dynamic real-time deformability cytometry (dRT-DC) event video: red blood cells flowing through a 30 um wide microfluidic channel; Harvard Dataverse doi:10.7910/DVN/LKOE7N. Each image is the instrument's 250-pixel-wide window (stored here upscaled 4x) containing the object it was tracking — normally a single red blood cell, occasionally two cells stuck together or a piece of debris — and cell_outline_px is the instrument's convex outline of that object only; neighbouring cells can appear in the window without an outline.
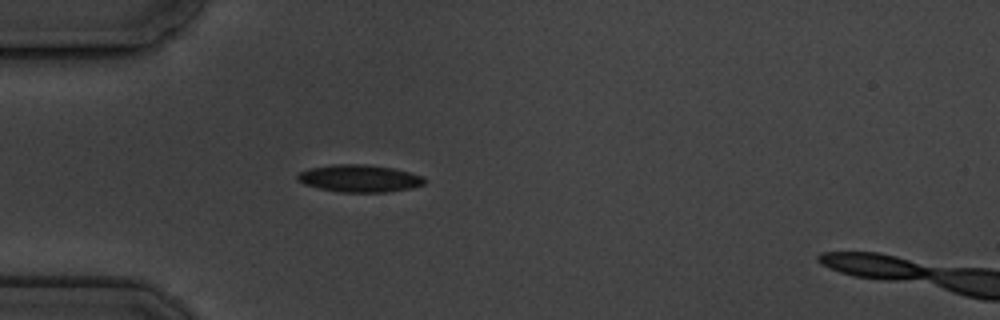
{"species": "common noctule bat (a hibernating species)", "species_latin": "Nyctalus noctula", "temperature_condition": "cold", "stored_images_in_passage": 4, "camera_frame_rate_fps": 3000, "um_per_image_px": 0.085, "animal": {"sex": "male", "body_mass_g": 19.5, "forearm_length_mm": 54.6}, "frame": {"image": 1, "passage_image": 3, "time_ms": 3.0, "image_size_px": [1000, 320], "cell_outline_px": [[424, 184], [408, 188], [384, 192], [340, 192], [320, 188], [304, 184], [296, 176], [300, 172], [308, 168], [332, 164], [364, 164], [392, 168], [424, 176]], "centroid_in_image_um": [30.52, 15.15], "position_along_channel_um": 54.5, "area_um2": 19.94}}